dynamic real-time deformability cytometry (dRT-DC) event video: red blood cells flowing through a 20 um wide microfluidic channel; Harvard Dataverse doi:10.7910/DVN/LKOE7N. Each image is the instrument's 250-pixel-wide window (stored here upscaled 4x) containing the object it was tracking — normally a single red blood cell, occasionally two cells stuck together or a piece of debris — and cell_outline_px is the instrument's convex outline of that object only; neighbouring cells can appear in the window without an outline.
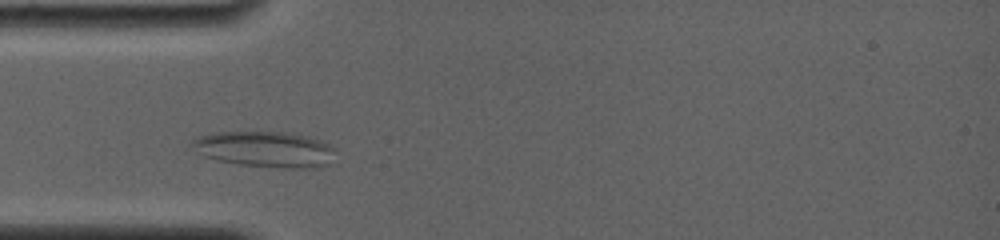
{"species": "common noctule bat (a hibernating species)", "species_latin": "Nyctalus noctula", "temperature_condition": "room temperature", "stored_images_in_passage": 76, "camera_frame_rate_fps": 4000, "um_per_image_px": 0.085, "animal": {"sex": "female", "body_mass_g": 19.0, "forearm_length_mm": 56.7}, "frame": {"image": 1, "passage_image": 12, "time_ms": 1.75, "image_size_px": [1000, 240], "cell_outline_px": [[336, 148], [332, 164], [320, 168], [292, 168], [240, 164], [216, 160], [204, 156], [196, 152], [188, 144], [196, 136], [212, 132], [280, 132], [308, 136], [320, 140]], "centroid_in_image_um": [22.53, 12.69], "position_along_channel_um": 62.5, "area_um2": 30.35}}
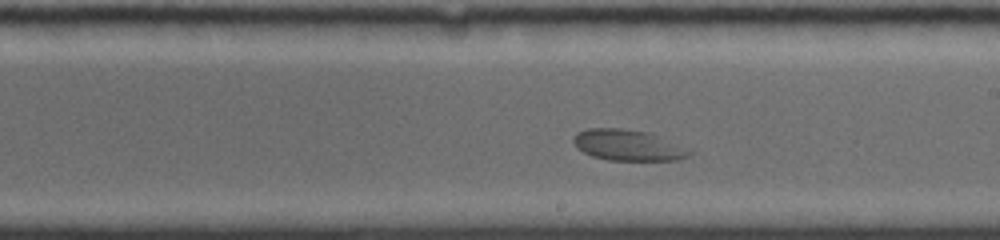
{"frame": {"image": 2, "passage_image": 42, "time_ms": 6.5, "image_size_px": [1000, 240], "cell_outline_px": [[692, 152], [688, 156], [680, 160], [608, 160], [592, 156], [576, 148], [572, 140], [572, 136], [576, 132], [588, 128], [620, 128], [652, 132]], "centroid_in_image_um": [53.31, 12.33], "position_along_channel_um": 235.7, "area_um2": 20.98}}
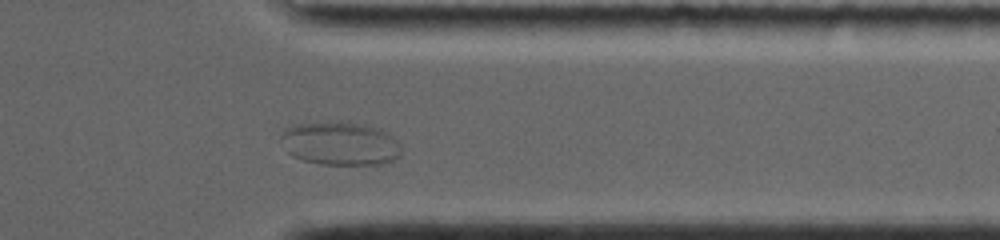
{"frame": {"image": 3, "passage_image": 68, "time_ms": 10.5, "image_size_px": [1000, 240], "cell_outline_px": [[400, 156], [376, 168], [320, 164], [300, 160], [292, 156], [288, 152], [280, 136], [284, 128], [296, 124], [356, 124], [372, 128], [384, 132], [392, 136], [400, 144]], "centroid_in_image_um": [28.94, 12.31], "position_along_channel_um": 382.5, "area_um2": 30.4}}